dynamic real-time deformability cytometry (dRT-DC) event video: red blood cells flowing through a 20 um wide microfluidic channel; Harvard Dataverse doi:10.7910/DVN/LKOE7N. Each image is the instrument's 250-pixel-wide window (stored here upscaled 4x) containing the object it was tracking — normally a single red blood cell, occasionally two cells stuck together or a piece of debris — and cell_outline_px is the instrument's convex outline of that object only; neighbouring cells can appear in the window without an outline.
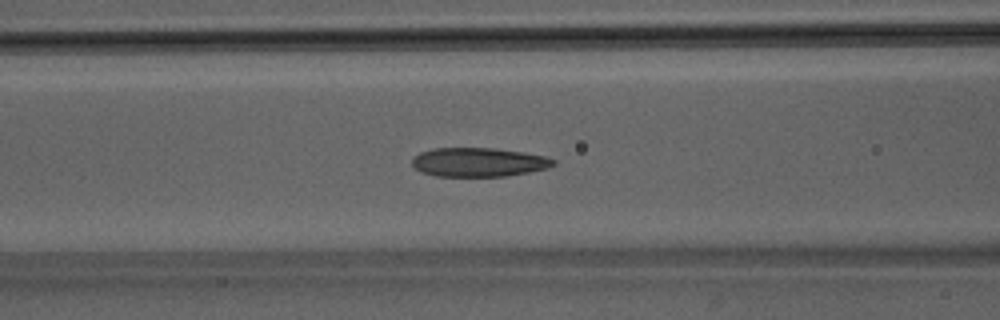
{"species": "Egyptian fruit bat (a non-hibernating species)", "species_latin": "Rousettus aegyptiacus", "temperature_condition": "room temperature", "stored_images_in_passage": 37, "camera_frame_rate_fps": 3000, "um_per_image_px": 0.085, "animal": {"sex": "male"}, "frame": {"image": 1, "passage_image": 7, "time_ms": 2.0, "image_size_px": [1000, 320], "cell_outline_px": [[556, 164], [548, 168], [508, 176], [436, 176], [420, 172], [412, 164], [412, 156], [420, 152], [432, 148], [496, 148], [524, 152], [544, 156], [556, 160]], "centroid_in_image_um": [40.67, 13.78], "position_along_channel_um": 125.9, "area_um2": 24.04}}
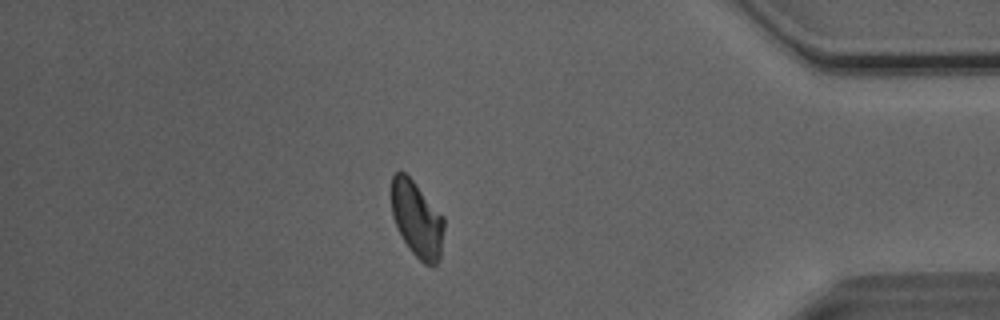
{"frame": {"image": 2, "passage_image": 30, "time_ms": 9.667, "image_size_px": [1000, 320], "cell_outline_px": [[444, 228], [440, 260], [436, 264], [424, 264], [412, 252], [404, 240], [392, 216], [392, 176], [400, 168], [412, 180], [444, 216]], "centroid_in_image_um": [35.46, 18.62], "position_along_channel_um": 399.7, "area_um2": 23.06}}
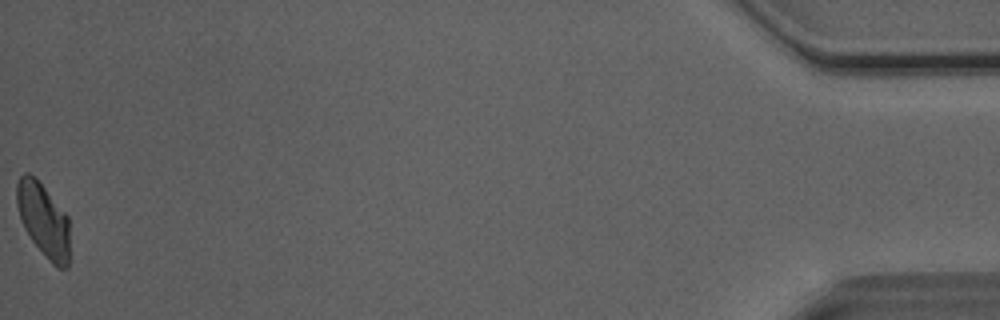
{"frame": {"image": 3, "passage_image": 37, "time_ms": 12.0, "image_size_px": [1000, 320], "cell_outline_px": [[68, 268], [60, 268], [52, 264], [48, 260], [32, 240], [24, 228], [20, 220], [16, 204], [16, 184], [20, 176], [24, 172], [28, 172], [36, 176], [68, 216]], "centroid_in_image_um": [3.66, 18.64], "position_along_channel_um": 431.5, "area_um2": 22.89}, "authors_computed_cell_mechanics": {"area_um2": 23.698, "velocity_mm_per_s": 4.0441, "shape_relaxation_time_tau1_ms": 4.1659, "shape_relaxation_time_tau2_ms": 3.142, "deformation_change_tau1": 0.1206, "deformation_change_tau2": 0.0918}}